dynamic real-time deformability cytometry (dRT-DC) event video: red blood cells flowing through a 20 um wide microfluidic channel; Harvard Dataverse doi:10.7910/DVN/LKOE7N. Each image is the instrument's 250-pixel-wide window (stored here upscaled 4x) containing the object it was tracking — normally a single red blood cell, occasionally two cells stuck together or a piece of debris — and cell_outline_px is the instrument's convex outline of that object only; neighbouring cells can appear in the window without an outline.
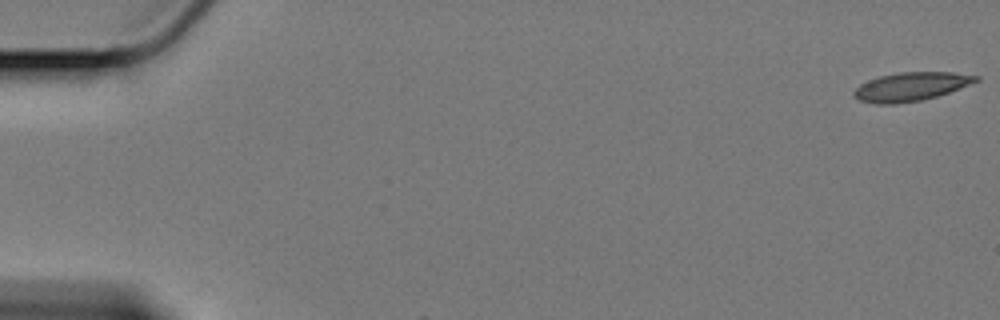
{"species": "Egyptian fruit bat (a non-hibernating species)", "species_latin": "Rousettus aegyptiacus", "temperature_condition": "cold", "stored_images_in_passage": 4, "camera_frame_rate_fps": 3000, "um_per_image_px": 0.085, "animal": {"sex": "female"}, "frame": {"image": 1, "passage_image": 1, "time_ms": 0.0, "image_size_px": [1000, 320], "cell_outline_px": [[980, 80], [960, 88], [924, 100], [896, 104], [876, 104], [860, 100], [852, 96], [852, 92], [860, 84], [868, 80], [880, 76], [900, 72], [952, 72], [980, 76]], "centroid_in_image_um": [77.41, 7.37], "position_along_channel_um": 7.6, "area_um2": 20.4}}